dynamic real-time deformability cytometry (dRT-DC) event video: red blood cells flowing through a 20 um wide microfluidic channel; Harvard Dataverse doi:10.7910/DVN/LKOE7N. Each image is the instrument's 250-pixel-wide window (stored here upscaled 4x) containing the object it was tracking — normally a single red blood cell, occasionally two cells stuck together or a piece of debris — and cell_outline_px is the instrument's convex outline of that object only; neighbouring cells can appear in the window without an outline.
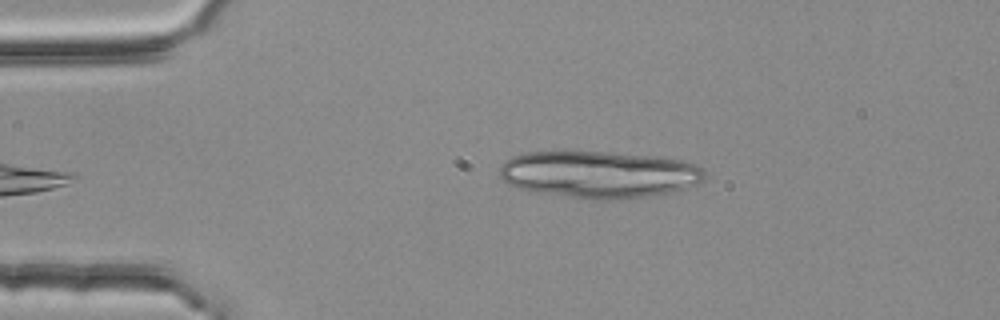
{"species": "common noctule bat (a hibernating species)", "species_latin": "Nyctalus noctula", "temperature_condition": "room temperature", "stored_images_in_passage": 4, "camera_frame_rate_fps": 3000, "um_per_image_px": 0.085, "animal": {"sex": "female", "body_mass_g": 25.1}, "frame": {"image": 1, "passage_image": 4, "time_ms": 1.0, "image_size_px": [1000, 320], "cell_outline_px": [[704, 176], [700, 180], [684, 188], [668, 192], [648, 196], [620, 200], [588, 200], [528, 192], [516, 188], [508, 184], [500, 176], [500, 168], [504, 160], [512, 156], [524, 152], [612, 152], [656, 156], [684, 160], [696, 164], [704, 168]], "centroid_in_image_um": [50.85, 14.84], "position_along_channel_um": 34.2, "area_um2": 56.88}}